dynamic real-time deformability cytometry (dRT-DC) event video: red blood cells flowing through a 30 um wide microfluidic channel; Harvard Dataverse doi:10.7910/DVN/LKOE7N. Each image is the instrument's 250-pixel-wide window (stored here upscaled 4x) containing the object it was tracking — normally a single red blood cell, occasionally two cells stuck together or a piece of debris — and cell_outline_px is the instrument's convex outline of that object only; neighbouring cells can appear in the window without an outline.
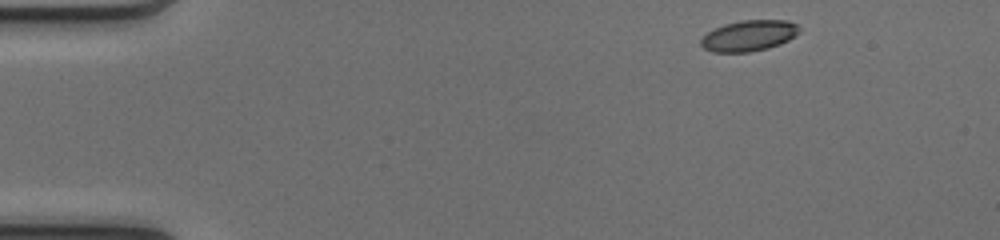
{"species": "common noctule bat (a hibernating species)", "species_latin": "Nyctalus noctula", "temperature_condition": "cold", "stored_images_in_passage": 45, "camera_frame_rate_fps": 3000, "um_per_image_px": 0.085, "animal": {"sex": "female", "body_mass_g": 17.0, "forearm_length_mm": 48.0}, "frame": {"image": 1, "passage_image": 1, "time_ms": 0.0, "image_size_px": [1000, 240], "cell_outline_px": [[800, 32], [788, 40], [780, 44], [768, 48], [748, 52], [712, 52], [704, 48], [700, 44], [700, 40], [708, 32], [724, 24], [740, 20], [788, 20], [796, 24], [800, 28]], "centroid_in_image_um": [63.67, 3.03], "position_along_channel_um": 21.3, "area_um2": 17.69}}
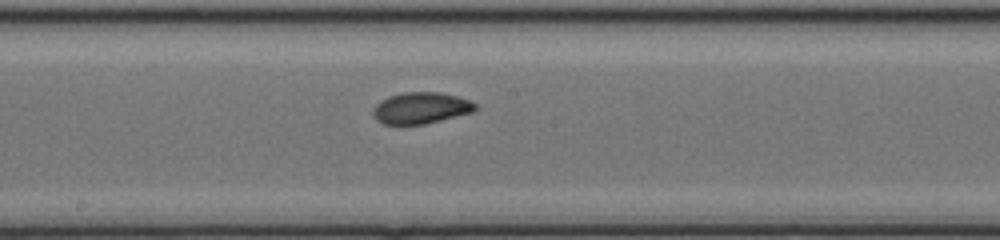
{"frame": {"image": 2, "passage_image": 22, "time_ms": 7.0, "image_size_px": [1000, 240], "cell_outline_px": [[476, 108], [472, 112], [424, 124], [384, 124], [376, 120], [372, 112], [376, 104], [380, 100], [388, 96], [404, 92], [440, 92], [456, 96], [468, 100], [476, 104]], "centroid_in_image_um": [35.74, 9.17], "position_along_channel_um": 212.5, "area_um2": 18.55}}
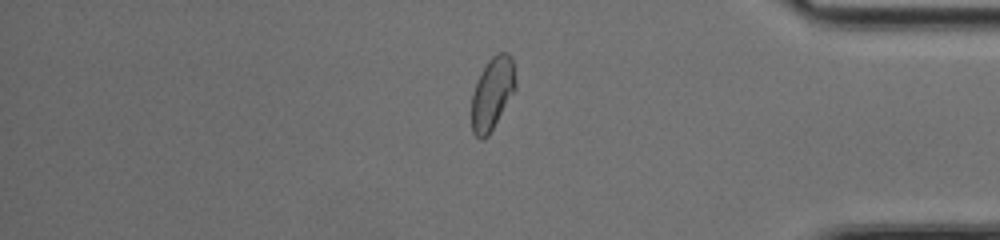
{"frame": {"image": 3, "passage_image": 37, "time_ms": 12.0, "image_size_px": [1000, 240], "cell_outline_px": [[516, 88], [488, 136], [484, 140], [480, 140], [472, 132], [472, 92], [488, 60], [496, 52], [508, 52], [512, 56], [516, 80]], "centroid_in_image_um": [41.86, 7.93], "position_along_channel_um": 393.3, "area_um2": 18.5}, "authors_computed_cell_mechanics": {"area_um2": 18.9584, "velocity_mm_per_s": 4.1128, "shape_relaxation_time_tau1_ms": 3.2312, "shape_relaxation_time_tau2_ms": 1.9836, "deformation_change_tau1": 0.1021, "deformation_change_tau2": 0.0627}}